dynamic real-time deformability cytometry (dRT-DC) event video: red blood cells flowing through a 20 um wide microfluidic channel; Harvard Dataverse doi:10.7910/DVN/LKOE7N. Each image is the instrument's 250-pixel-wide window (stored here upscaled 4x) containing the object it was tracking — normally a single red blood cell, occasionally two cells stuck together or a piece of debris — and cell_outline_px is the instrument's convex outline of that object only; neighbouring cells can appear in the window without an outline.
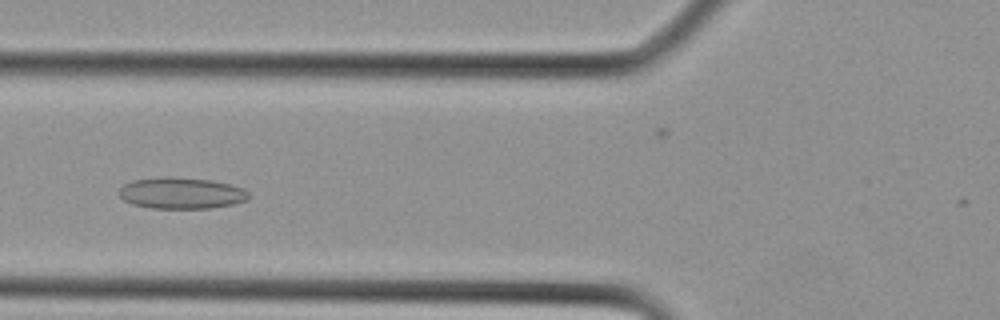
{"species": "Egyptian fruit bat (a non-hibernating species)", "species_latin": "Rousettus aegyptiacus", "temperature_condition": "cold", "stored_images_in_passage": 14, "camera_frame_rate_fps": 3000, "um_per_image_px": 0.085, "animal": {"sex": "female"}, "frame": {"image": 1, "passage_image": 10, "time_ms": 3.0, "image_size_px": [1000, 320], "cell_outline_px": [[252, 196], [244, 200], [232, 204], [212, 208], [152, 208], [132, 204], [124, 200], [120, 196], [120, 188], [124, 184], [132, 180], [160, 176], [172, 176], [212, 180], [244, 188]], "centroid_in_image_um": [15.41, 16.4], "position_along_channel_um": 110.4, "area_um2": 23.81}}
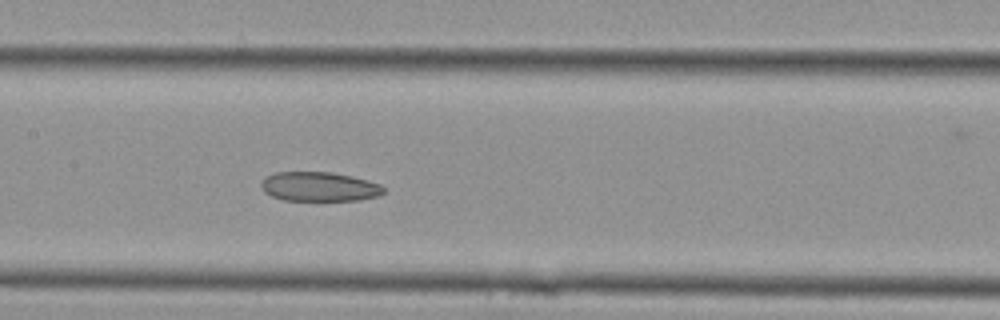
{"frame": {"image": 2, "passage_image": 13, "time_ms": 4.0, "image_size_px": [1000, 320], "cell_outline_px": [[384, 192], [380, 196], [360, 200], [284, 200], [272, 196], [264, 192], [260, 184], [268, 176], [276, 172], [332, 172], [352, 176], [380, 184], [384, 188]], "centroid_in_image_um": [27.16, 15.87], "position_along_channel_um": 180.2, "area_um2": 20.87}}